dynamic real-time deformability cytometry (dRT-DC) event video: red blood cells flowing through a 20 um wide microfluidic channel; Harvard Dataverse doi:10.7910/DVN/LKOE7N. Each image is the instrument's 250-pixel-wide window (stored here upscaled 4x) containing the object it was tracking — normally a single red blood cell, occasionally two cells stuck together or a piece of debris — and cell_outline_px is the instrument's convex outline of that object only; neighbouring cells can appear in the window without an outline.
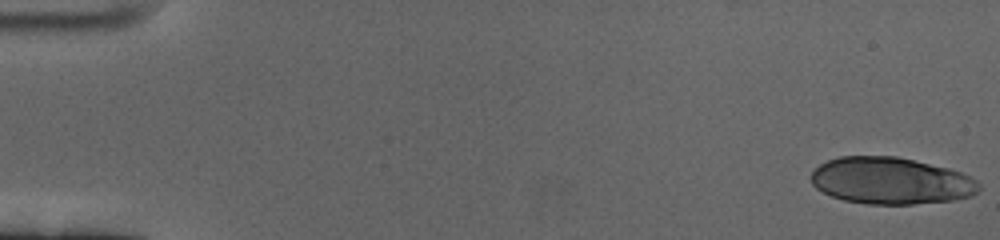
{"species": "human", "species_latin": "Homo sapiens", "temperature_condition": "cold", "stored_images_in_passage": 60, "camera_frame_rate_fps": 3000, "um_per_image_px": 0.085, "donor": {"sex": "female"}, "frame": {"image": 1, "passage_image": 1, "time_ms": 0.0, "image_size_px": [1000, 240], "cell_outline_px": [[980, 188], [976, 192], [968, 196], [952, 200], [912, 204], [868, 204], [844, 200], [832, 196], [816, 188], [812, 184], [812, 172], [820, 164], [828, 160], [840, 156], [896, 156], [948, 168], [960, 172], [976, 180], [980, 184]], "centroid_in_image_um": [75.7, 15.36], "position_along_channel_um": 9.3, "area_um2": 45.49}}
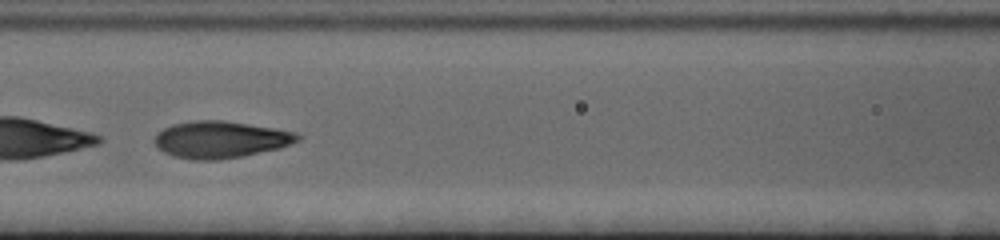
{"frame": {"image": 2, "passage_image": 28, "time_ms": 9.0, "image_size_px": [1000, 240], "cell_outline_px": [[304, 136], [300, 140], [280, 148], [244, 156], [216, 160], [196, 160], [172, 156], [164, 152], [152, 140], [156, 132], [172, 124], [196, 120], [224, 120], [296, 132]], "centroid_in_image_um": [18.74, 11.86], "position_along_channel_um": 147.9, "area_um2": 30.92}}
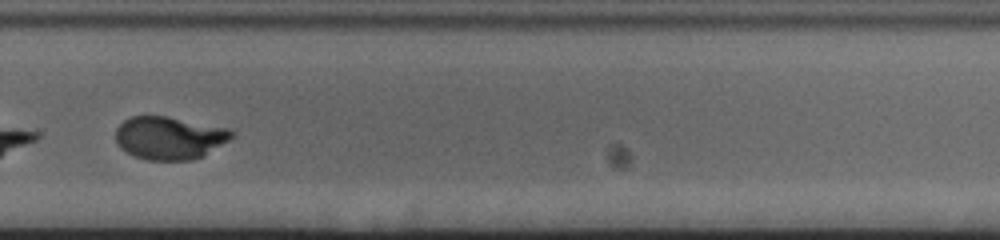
{"frame": {"image": 3, "passage_image": 43, "time_ms": 14.0, "image_size_px": [1000, 240], "cell_outline_px": [[236, 132], [228, 140], [204, 156], [192, 160], [148, 160], [136, 156], [120, 148], [116, 144], [116, 128], [124, 120], [132, 116], [168, 116], [228, 128]], "centroid_in_image_um": [14.4, 11.71], "position_along_channel_um": 315.4, "area_um2": 29.02}, "authors_computed_cell_mechanics": {"area_um2": 31.1831, "velocity_mm_per_s": 3.3657, "shape_relaxation_time_tau1_ms": 3.9884, "shape_relaxation_time_tau2_ms": null, "deformation_change_tau1": 0.2207, "deformation_change_tau2": null}}